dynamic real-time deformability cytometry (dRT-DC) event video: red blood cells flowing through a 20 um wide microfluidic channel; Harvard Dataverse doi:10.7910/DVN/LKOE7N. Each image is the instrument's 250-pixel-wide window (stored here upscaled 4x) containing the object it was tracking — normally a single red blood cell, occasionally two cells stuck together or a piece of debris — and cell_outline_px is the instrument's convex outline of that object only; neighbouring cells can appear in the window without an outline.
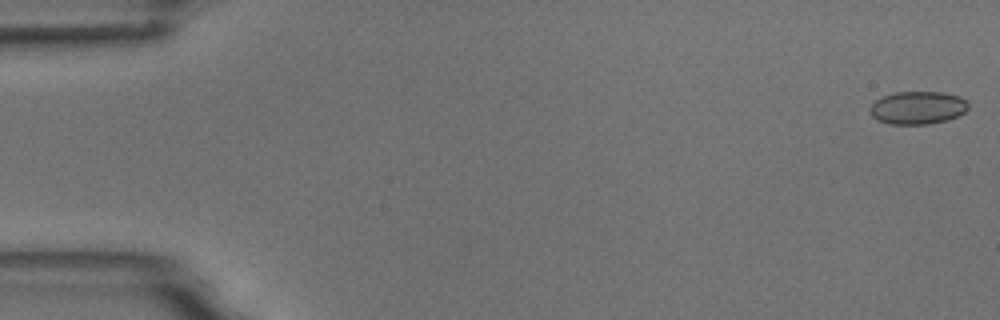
{"species": "common noctule bat (a hibernating species)", "species_latin": "Nyctalus noctula", "temperature_condition": "room temperature", "stored_images_in_passage": 5, "camera_frame_rate_fps": 3000, "um_per_image_px": 0.085, "animal": {"sex": "male", "body_mass_g": 18.8}, "frame": {"image": 1, "passage_image": 1, "time_ms": 0.0, "image_size_px": [1000, 320], "cell_outline_px": [[968, 108], [964, 112], [948, 120], [928, 124], [892, 124], [876, 120], [868, 112], [868, 108], [876, 100], [884, 96], [896, 92], [940, 92], [960, 96], [968, 104]], "centroid_in_image_um": [77.97, 9.16], "position_along_channel_um": 7.0, "area_um2": 18.84}}
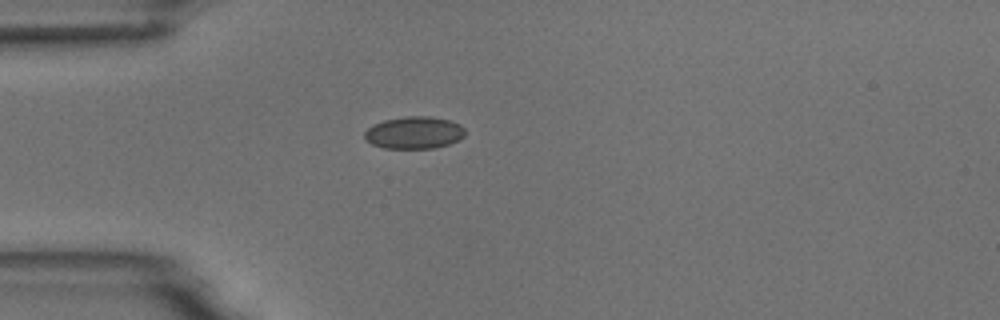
{"frame": {"image": 2, "passage_image": 5, "time_ms": 4.667, "image_size_px": [1000, 320], "cell_outline_px": [[464, 136], [460, 140], [448, 144], [432, 148], [384, 148], [372, 144], [364, 140], [364, 132], [368, 128], [384, 120], [404, 116], [432, 116], [448, 120], [460, 124], [464, 128]], "centroid_in_image_um": [35.2, 11.27], "position_along_channel_um": 49.8, "area_um2": 18.9}}